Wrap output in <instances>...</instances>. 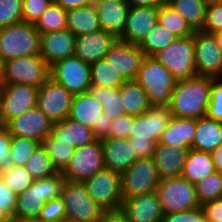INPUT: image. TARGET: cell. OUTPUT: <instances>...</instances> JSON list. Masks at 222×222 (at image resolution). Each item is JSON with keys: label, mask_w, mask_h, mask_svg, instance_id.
<instances>
[{"label": "cell", "mask_w": 222, "mask_h": 222, "mask_svg": "<svg viewBox=\"0 0 222 222\" xmlns=\"http://www.w3.org/2000/svg\"><path fill=\"white\" fill-rule=\"evenodd\" d=\"M162 222H208L202 207L177 213L164 214Z\"/></svg>", "instance_id": "49"}, {"label": "cell", "mask_w": 222, "mask_h": 222, "mask_svg": "<svg viewBox=\"0 0 222 222\" xmlns=\"http://www.w3.org/2000/svg\"><path fill=\"white\" fill-rule=\"evenodd\" d=\"M105 58L125 80H135L146 56L138 44L117 38Z\"/></svg>", "instance_id": "18"}, {"label": "cell", "mask_w": 222, "mask_h": 222, "mask_svg": "<svg viewBox=\"0 0 222 222\" xmlns=\"http://www.w3.org/2000/svg\"><path fill=\"white\" fill-rule=\"evenodd\" d=\"M178 39L168 29L157 23L147 34L139 47L146 57H154L157 53L165 49Z\"/></svg>", "instance_id": "37"}, {"label": "cell", "mask_w": 222, "mask_h": 222, "mask_svg": "<svg viewBox=\"0 0 222 222\" xmlns=\"http://www.w3.org/2000/svg\"><path fill=\"white\" fill-rule=\"evenodd\" d=\"M50 68L40 55L10 59L3 63L2 84H26L40 88L50 77Z\"/></svg>", "instance_id": "10"}, {"label": "cell", "mask_w": 222, "mask_h": 222, "mask_svg": "<svg viewBox=\"0 0 222 222\" xmlns=\"http://www.w3.org/2000/svg\"><path fill=\"white\" fill-rule=\"evenodd\" d=\"M40 143L33 139L12 136L10 147L11 166H25L32 152Z\"/></svg>", "instance_id": "43"}, {"label": "cell", "mask_w": 222, "mask_h": 222, "mask_svg": "<svg viewBox=\"0 0 222 222\" xmlns=\"http://www.w3.org/2000/svg\"><path fill=\"white\" fill-rule=\"evenodd\" d=\"M74 95L49 77L38 89L37 107L52 123L69 117Z\"/></svg>", "instance_id": "12"}, {"label": "cell", "mask_w": 222, "mask_h": 222, "mask_svg": "<svg viewBox=\"0 0 222 222\" xmlns=\"http://www.w3.org/2000/svg\"><path fill=\"white\" fill-rule=\"evenodd\" d=\"M3 81V61L0 58V86L2 85Z\"/></svg>", "instance_id": "63"}, {"label": "cell", "mask_w": 222, "mask_h": 222, "mask_svg": "<svg viewBox=\"0 0 222 222\" xmlns=\"http://www.w3.org/2000/svg\"><path fill=\"white\" fill-rule=\"evenodd\" d=\"M65 177L61 172L47 178L35 179L20 195H17L13 222L37 220L47 201L61 197Z\"/></svg>", "instance_id": "2"}, {"label": "cell", "mask_w": 222, "mask_h": 222, "mask_svg": "<svg viewBox=\"0 0 222 222\" xmlns=\"http://www.w3.org/2000/svg\"><path fill=\"white\" fill-rule=\"evenodd\" d=\"M196 196L200 205L222 198V174L215 171L195 184Z\"/></svg>", "instance_id": "42"}, {"label": "cell", "mask_w": 222, "mask_h": 222, "mask_svg": "<svg viewBox=\"0 0 222 222\" xmlns=\"http://www.w3.org/2000/svg\"><path fill=\"white\" fill-rule=\"evenodd\" d=\"M94 1H125V0H94Z\"/></svg>", "instance_id": "64"}, {"label": "cell", "mask_w": 222, "mask_h": 222, "mask_svg": "<svg viewBox=\"0 0 222 222\" xmlns=\"http://www.w3.org/2000/svg\"><path fill=\"white\" fill-rule=\"evenodd\" d=\"M41 144L46 149L56 170L62 172L69 163L75 147L71 144L60 142L52 134L44 139Z\"/></svg>", "instance_id": "40"}, {"label": "cell", "mask_w": 222, "mask_h": 222, "mask_svg": "<svg viewBox=\"0 0 222 222\" xmlns=\"http://www.w3.org/2000/svg\"><path fill=\"white\" fill-rule=\"evenodd\" d=\"M51 134L60 142L71 144L75 148L91 144L97 140L92 128L69 117L63 121L53 123Z\"/></svg>", "instance_id": "27"}, {"label": "cell", "mask_w": 222, "mask_h": 222, "mask_svg": "<svg viewBox=\"0 0 222 222\" xmlns=\"http://www.w3.org/2000/svg\"><path fill=\"white\" fill-rule=\"evenodd\" d=\"M82 183L89 197L104 212H118L121 210L123 199L120 173L104 168Z\"/></svg>", "instance_id": "5"}, {"label": "cell", "mask_w": 222, "mask_h": 222, "mask_svg": "<svg viewBox=\"0 0 222 222\" xmlns=\"http://www.w3.org/2000/svg\"><path fill=\"white\" fill-rule=\"evenodd\" d=\"M133 115L124 114L115 120H112L109 125V136L108 138H129V131L133 120Z\"/></svg>", "instance_id": "50"}, {"label": "cell", "mask_w": 222, "mask_h": 222, "mask_svg": "<svg viewBox=\"0 0 222 222\" xmlns=\"http://www.w3.org/2000/svg\"><path fill=\"white\" fill-rule=\"evenodd\" d=\"M67 29L76 37L101 29L95 4H89L67 11Z\"/></svg>", "instance_id": "30"}, {"label": "cell", "mask_w": 222, "mask_h": 222, "mask_svg": "<svg viewBox=\"0 0 222 222\" xmlns=\"http://www.w3.org/2000/svg\"><path fill=\"white\" fill-rule=\"evenodd\" d=\"M104 166L122 174L136 160V154L129 138H106L101 140Z\"/></svg>", "instance_id": "23"}, {"label": "cell", "mask_w": 222, "mask_h": 222, "mask_svg": "<svg viewBox=\"0 0 222 222\" xmlns=\"http://www.w3.org/2000/svg\"><path fill=\"white\" fill-rule=\"evenodd\" d=\"M158 23L178 38L192 36L195 32L186 20L167 2L159 7Z\"/></svg>", "instance_id": "36"}, {"label": "cell", "mask_w": 222, "mask_h": 222, "mask_svg": "<svg viewBox=\"0 0 222 222\" xmlns=\"http://www.w3.org/2000/svg\"><path fill=\"white\" fill-rule=\"evenodd\" d=\"M222 144V122L206 116L196 120L195 138L191 148L211 153Z\"/></svg>", "instance_id": "29"}, {"label": "cell", "mask_w": 222, "mask_h": 222, "mask_svg": "<svg viewBox=\"0 0 222 222\" xmlns=\"http://www.w3.org/2000/svg\"><path fill=\"white\" fill-rule=\"evenodd\" d=\"M23 22V0H0V28Z\"/></svg>", "instance_id": "44"}, {"label": "cell", "mask_w": 222, "mask_h": 222, "mask_svg": "<svg viewBox=\"0 0 222 222\" xmlns=\"http://www.w3.org/2000/svg\"><path fill=\"white\" fill-rule=\"evenodd\" d=\"M135 81L146 91L151 106L168 107L178 80L154 57H146Z\"/></svg>", "instance_id": "3"}, {"label": "cell", "mask_w": 222, "mask_h": 222, "mask_svg": "<svg viewBox=\"0 0 222 222\" xmlns=\"http://www.w3.org/2000/svg\"><path fill=\"white\" fill-rule=\"evenodd\" d=\"M38 87L26 84L0 86L2 116L5 125L13 118L37 106Z\"/></svg>", "instance_id": "15"}, {"label": "cell", "mask_w": 222, "mask_h": 222, "mask_svg": "<svg viewBox=\"0 0 222 222\" xmlns=\"http://www.w3.org/2000/svg\"><path fill=\"white\" fill-rule=\"evenodd\" d=\"M6 126L5 123H4V119H3V116H2V108H1V94H0V128Z\"/></svg>", "instance_id": "62"}, {"label": "cell", "mask_w": 222, "mask_h": 222, "mask_svg": "<svg viewBox=\"0 0 222 222\" xmlns=\"http://www.w3.org/2000/svg\"><path fill=\"white\" fill-rule=\"evenodd\" d=\"M0 177L17 195L24 192L35 180L24 166H10L2 169Z\"/></svg>", "instance_id": "41"}, {"label": "cell", "mask_w": 222, "mask_h": 222, "mask_svg": "<svg viewBox=\"0 0 222 222\" xmlns=\"http://www.w3.org/2000/svg\"><path fill=\"white\" fill-rule=\"evenodd\" d=\"M129 7H160L166 0H125Z\"/></svg>", "instance_id": "57"}, {"label": "cell", "mask_w": 222, "mask_h": 222, "mask_svg": "<svg viewBox=\"0 0 222 222\" xmlns=\"http://www.w3.org/2000/svg\"><path fill=\"white\" fill-rule=\"evenodd\" d=\"M53 2L68 11L70 9L92 4L94 0H53Z\"/></svg>", "instance_id": "56"}, {"label": "cell", "mask_w": 222, "mask_h": 222, "mask_svg": "<svg viewBox=\"0 0 222 222\" xmlns=\"http://www.w3.org/2000/svg\"><path fill=\"white\" fill-rule=\"evenodd\" d=\"M154 58L170 71L177 80L190 79L196 74L193 35L178 38Z\"/></svg>", "instance_id": "8"}, {"label": "cell", "mask_w": 222, "mask_h": 222, "mask_svg": "<svg viewBox=\"0 0 222 222\" xmlns=\"http://www.w3.org/2000/svg\"><path fill=\"white\" fill-rule=\"evenodd\" d=\"M97 222H129L128 219L120 212H105Z\"/></svg>", "instance_id": "58"}, {"label": "cell", "mask_w": 222, "mask_h": 222, "mask_svg": "<svg viewBox=\"0 0 222 222\" xmlns=\"http://www.w3.org/2000/svg\"><path fill=\"white\" fill-rule=\"evenodd\" d=\"M211 94V77L178 80L168 109L173 117L199 119L206 115Z\"/></svg>", "instance_id": "1"}, {"label": "cell", "mask_w": 222, "mask_h": 222, "mask_svg": "<svg viewBox=\"0 0 222 222\" xmlns=\"http://www.w3.org/2000/svg\"><path fill=\"white\" fill-rule=\"evenodd\" d=\"M39 222H65V205L61 197L47 201L40 210Z\"/></svg>", "instance_id": "47"}, {"label": "cell", "mask_w": 222, "mask_h": 222, "mask_svg": "<svg viewBox=\"0 0 222 222\" xmlns=\"http://www.w3.org/2000/svg\"><path fill=\"white\" fill-rule=\"evenodd\" d=\"M215 171L216 169L211 153L191 148L181 177L195 185Z\"/></svg>", "instance_id": "31"}, {"label": "cell", "mask_w": 222, "mask_h": 222, "mask_svg": "<svg viewBox=\"0 0 222 222\" xmlns=\"http://www.w3.org/2000/svg\"><path fill=\"white\" fill-rule=\"evenodd\" d=\"M16 201L17 194H15L0 177V209L5 211L12 218V220Z\"/></svg>", "instance_id": "51"}, {"label": "cell", "mask_w": 222, "mask_h": 222, "mask_svg": "<svg viewBox=\"0 0 222 222\" xmlns=\"http://www.w3.org/2000/svg\"><path fill=\"white\" fill-rule=\"evenodd\" d=\"M102 112V105L90 92H86L74 95L69 118L93 128L99 126Z\"/></svg>", "instance_id": "28"}, {"label": "cell", "mask_w": 222, "mask_h": 222, "mask_svg": "<svg viewBox=\"0 0 222 222\" xmlns=\"http://www.w3.org/2000/svg\"><path fill=\"white\" fill-rule=\"evenodd\" d=\"M112 119L105 115L103 112L101 113V120L99 121V126H93V134L97 140H103L108 138L109 136V128Z\"/></svg>", "instance_id": "55"}, {"label": "cell", "mask_w": 222, "mask_h": 222, "mask_svg": "<svg viewBox=\"0 0 222 222\" xmlns=\"http://www.w3.org/2000/svg\"><path fill=\"white\" fill-rule=\"evenodd\" d=\"M61 198L65 205V222H97L105 213L89 197L82 182L65 180Z\"/></svg>", "instance_id": "7"}, {"label": "cell", "mask_w": 222, "mask_h": 222, "mask_svg": "<svg viewBox=\"0 0 222 222\" xmlns=\"http://www.w3.org/2000/svg\"><path fill=\"white\" fill-rule=\"evenodd\" d=\"M91 85L119 88L126 80L106 58L90 64Z\"/></svg>", "instance_id": "35"}, {"label": "cell", "mask_w": 222, "mask_h": 222, "mask_svg": "<svg viewBox=\"0 0 222 222\" xmlns=\"http://www.w3.org/2000/svg\"><path fill=\"white\" fill-rule=\"evenodd\" d=\"M193 39L197 76L222 78V52L214 35L200 30Z\"/></svg>", "instance_id": "14"}, {"label": "cell", "mask_w": 222, "mask_h": 222, "mask_svg": "<svg viewBox=\"0 0 222 222\" xmlns=\"http://www.w3.org/2000/svg\"><path fill=\"white\" fill-rule=\"evenodd\" d=\"M207 118L222 122V78H211V94Z\"/></svg>", "instance_id": "46"}, {"label": "cell", "mask_w": 222, "mask_h": 222, "mask_svg": "<svg viewBox=\"0 0 222 222\" xmlns=\"http://www.w3.org/2000/svg\"><path fill=\"white\" fill-rule=\"evenodd\" d=\"M0 222H13V220L5 211L0 209Z\"/></svg>", "instance_id": "60"}, {"label": "cell", "mask_w": 222, "mask_h": 222, "mask_svg": "<svg viewBox=\"0 0 222 222\" xmlns=\"http://www.w3.org/2000/svg\"><path fill=\"white\" fill-rule=\"evenodd\" d=\"M119 90L126 114L141 115L151 107L146 91L135 80H126Z\"/></svg>", "instance_id": "32"}, {"label": "cell", "mask_w": 222, "mask_h": 222, "mask_svg": "<svg viewBox=\"0 0 222 222\" xmlns=\"http://www.w3.org/2000/svg\"><path fill=\"white\" fill-rule=\"evenodd\" d=\"M190 149L157 144L153 160L160 179L181 177Z\"/></svg>", "instance_id": "24"}, {"label": "cell", "mask_w": 222, "mask_h": 222, "mask_svg": "<svg viewBox=\"0 0 222 222\" xmlns=\"http://www.w3.org/2000/svg\"><path fill=\"white\" fill-rule=\"evenodd\" d=\"M216 171L222 174V144L211 152Z\"/></svg>", "instance_id": "59"}, {"label": "cell", "mask_w": 222, "mask_h": 222, "mask_svg": "<svg viewBox=\"0 0 222 222\" xmlns=\"http://www.w3.org/2000/svg\"><path fill=\"white\" fill-rule=\"evenodd\" d=\"M156 193L164 214L201 207L195 185L182 177L161 179Z\"/></svg>", "instance_id": "6"}, {"label": "cell", "mask_w": 222, "mask_h": 222, "mask_svg": "<svg viewBox=\"0 0 222 222\" xmlns=\"http://www.w3.org/2000/svg\"><path fill=\"white\" fill-rule=\"evenodd\" d=\"M101 29L119 38L125 28L129 5L126 1H94Z\"/></svg>", "instance_id": "25"}, {"label": "cell", "mask_w": 222, "mask_h": 222, "mask_svg": "<svg viewBox=\"0 0 222 222\" xmlns=\"http://www.w3.org/2000/svg\"><path fill=\"white\" fill-rule=\"evenodd\" d=\"M159 7H129L122 41L140 44L158 23Z\"/></svg>", "instance_id": "20"}, {"label": "cell", "mask_w": 222, "mask_h": 222, "mask_svg": "<svg viewBox=\"0 0 222 222\" xmlns=\"http://www.w3.org/2000/svg\"><path fill=\"white\" fill-rule=\"evenodd\" d=\"M160 180L153 158L137 159L121 174L122 199L156 192Z\"/></svg>", "instance_id": "9"}, {"label": "cell", "mask_w": 222, "mask_h": 222, "mask_svg": "<svg viewBox=\"0 0 222 222\" xmlns=\"http://www.w3.org/2000/svg\"><path fill=\"white\" fill-rule=\"evenodd\" d=\"M52 122L36 106L10 120L6 127L12 136L33 139L40 144L52 132Z\"/></svg>", "instance_id": "17"}, {"label": "cell", "mask_w": 222, "mask_h": 222, "mask_svg": "<svg viewBox=\"0 0 222 222\" xmlns=\"http://www.w3.org/2000/svg\"><path fill=\"white\" fill-rule=\"evenodd\" d=\"M89 92L102 105L103 113L112 120L126 114L119 88L91 85Z\"/></svg>", "instance_id": "34"}, {"label": "cell", "mask_w": 222, "mask_h": 222, "mask_svg": "<svg viewBox=\"0 0 222 222\" xmlns=\"http://www.w3.org/2000/svg\"><path fill=\"white\" fill-rule=\"evenodd\" d=\"M120 212L129 222H162L164 216L156 192L123 200Z\"/></svg>", "instance_id": "21"}, {"label": "cell", "mask_w": 222, "mask_h": 222, "mask_svg": "<svg viewBox=\"0 0 222 222\" xmlns=\"http://www.w3.org/2000/svg\"><path fill=\"white\" fill-rule=\"evenodd\" d=\"M136 154L137 159L153 158L156 144L152 141H135L129 139Z\"/></svg>", "instance_id": "54"}, {"label": "cell", "mask_w": 222, "mask_h": 222, "mask_svg": "<svg viewBox=\"0 0 222 222\" xmlns=\"http://www.w3.org/2000/svg\"><path fill=\"white\" fill-rule=\"evenodd\" d=\"M201 31L209 34L222 31V1L209 0Z\"/></svg>", "instance_id": "45"}, {"label": "cell", "mask_w": 222, "mask_h": 222, "mask_svg": "<svg viewBox=\"0 0 222 222\" xmlns=\"http://www.w3.org/2000/svg\"><path fill=\"white\" fill-rule=\"evenodd\" d=\"M53 0H23V22L36 24Z\"/></svg>", "instance_id": "48"}, {"label": "cell", "mask_w": 222, "mask_h": 222, "mask_svg": "<svg viewBox=\"0 0 222 222\" xmlns=\"http://www.w3.org/2000/svg\"><path fill=\"white\" fill-rule=\"evenodd\" d=\"M76 36L67 28L40 34V56L50 68L63 59L75 54Z\"/></svg>", "instance_id": "19"}, {"label": "cell", "mask_w": 222, "mask_h": 222, "mask_svg": "<svg viewBox=\"0 0 222 222\" xmlns=\"http://www.w3.org/2000/svg\"><path fill=\"white\" fill-rule=\"evenodd\" d=\"M171 117L168 107L151 106L143 114L133 117L129 139L152 141L157 145Z\"/></svg>", "instance_id": "16"}, {"label": "cell", "mask_w": 222, "mask_h": 222, "mask_svg": "<svg viewBox=\"0 0 222 222\" xmlns=\"http://www.w3.org/2000/svg\"><path fill=\"white\" fill-rule=\"evenodd\" d=\"M101 140L75 148L66 168L61 172L65 180L83 182L104 169Z\"/></svg>", "instance_id": "11"}, {"label": "cell", "mask_w": 222, "mask_h": 222, "mask_svg": "<svg viewBox=\"0 0 222 222\" xmlns=\"http://www.w3.org/2000/svg\"><path fill=\"white\" fill-rule=\"evenodd\" d=\"M208 222H222V198L201 205Z\"/></svg>", "instance_id": "53"}, {"label": "cell", "mask_w": 222, "mask_h": 222, "mask_svg": "<svg viewBox=\"0 0 222 222\" xmlns=\"http://www.w3.org/2000/svg\"><path fill=\"white\" fill-rule=\"evenodd\" d=\"M24 167L34 179L47 178L59 173L42 144L32 152Z\"/></svg>", "instance_id": "38"}, {"label": "cell", "mask_w": 222, "mask_h": 222, "mask_svg": "<svg viewBox=\"0 0 222 222\" xmlns=\"http://www.w3.org/2000/svg\"><path fill=\"white\" fill-rule=\"evenodd\" d=\"M194 31L202 30L209 0H166Z\"/></svg>", "instance_id": "33"}, {"label": "cell", "mask_w": 222, "mask_h": 222, "mask_svg": "<svg viewBox=\"0 0 222 222\" xmlns=\"http://www.w3.org/2000/svg\"><path fill=\"white\" fill-rule=\"evenodd\" d=\"M12 135L6 126L0 128V171L11 166L10 147Z\"/></svg>", "instance_id": "52"}, {"label": "cell", "mask_w": 222, "mask_h": 222, "mask_svg": "<svg viewBox=\"0 0 222 222\" xmlns=\"http://www.w3.org/2000/svg\"><path fill=\"white\" fill-rule=\"evenodd\" d=\"M50 77L73 95L89 92L91 87L90 64L73 56L50 67Z\"/></svg>", "instance_id": "13"}, {"label": "cell", "mask_w": 222, "mask_h": 222, "mask_svg": "<svg viewBox=\"0 0 222 222\" xmlns=\"http://www.w3.org/2000/svg\"><path fill=\"white\" fill-rule=\"evenodd\" d=\"M40 55V33L35 24L21 22L0 28V58L4 62Z\"/></svg>", "instance_id": "4"}, {"label": "cell", "mask_w": 222, "mask_h": 222, "mask_svg": "<svg viewBox=\"0 0 222 222\" xmlns=\"http://www.w3.org/2000/svg\"><path fill=\"white\" fill-rule=\"evenodd\" d=\"M66 17L67 10H64L60 5L52 2L41 14L35 27L40 34L60 31L67 28Z\"/></svg>", "instance_id": "39"}, {"label": "cell", "mask_w": 222, "mask_h": 222, "mask_svg": "<svg viewBox=\"0 0 222 222\" xmlns=\"http://www.w3.org/2000/svg\"><path fill=\"white\" fill-rule=\"evenodd\" d=\"M213 35L216 39L218 47L221 49V52H222V31L214 33Z\"/></svg>", "instance_id": "61"}, {"label": "cell", "mask_w": 222, "mask_h": 222, "mask_svg": "<svg viewBox=\"0 0 222 222\" xmlns=\"http://www.w3.org/2000/svg\"><path fill=\"white\" fill-rule=\"evenodd\" d=\"M196 119L171 117L158 144L177 148H191L195 138Z\"/></svg>", "instance_id": "26"}, {"label": "cell", "mask_w": 222, "mask_h": 222, "mask_svg": "<svg viewBox=\"0 0 222 222\" xmlns=\"http://www.w3.org/2000/svg\"><path fill=\"white\" fill-rule=\"evenodd\" d=\"M116 39L111 33L102 29L77 36L74 56L88 64L104 59Z\"/></svg>", "instance_id": "22"}]
</instances>
